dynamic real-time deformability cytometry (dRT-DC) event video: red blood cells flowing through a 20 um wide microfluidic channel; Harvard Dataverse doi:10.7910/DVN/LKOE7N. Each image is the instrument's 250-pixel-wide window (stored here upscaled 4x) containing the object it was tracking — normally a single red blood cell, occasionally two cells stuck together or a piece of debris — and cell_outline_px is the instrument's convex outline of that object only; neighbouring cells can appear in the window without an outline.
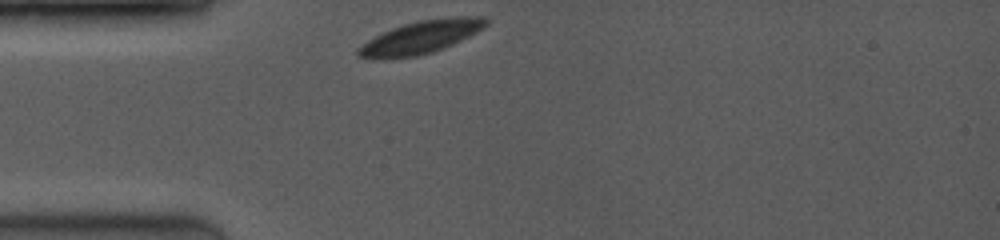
{"species": "common noctule bat (a hibernating species)", "species_latin": "Nyctalus noctula", "temperature_condition": "room temperature", "stored_images_in_passage": 8, "camera_frame_rate_fps": 3500, "um_per_image_px": 0.085, "animal": {"sex": "female", "body_mass_g": 19.0, "forearm_length_mm": 53.3}, "frame": {"image": 1, "passage_image": 1, "time_ms": 0.0, "image_size_px": [1000, 240], "cell_outline_px": [[488, 24], [484, 28], [452, 44], [432, 52], [416, 56], [356, 56], [356, 48], [368, 40], [392, 28], [404, 24], [420, 20], [460, 16], [484, 16], [488, 20]], "centroid_in_image_um": [35.85, 3.11], "position_along_channel_um": 49.1, "area_um2": 23.52}}